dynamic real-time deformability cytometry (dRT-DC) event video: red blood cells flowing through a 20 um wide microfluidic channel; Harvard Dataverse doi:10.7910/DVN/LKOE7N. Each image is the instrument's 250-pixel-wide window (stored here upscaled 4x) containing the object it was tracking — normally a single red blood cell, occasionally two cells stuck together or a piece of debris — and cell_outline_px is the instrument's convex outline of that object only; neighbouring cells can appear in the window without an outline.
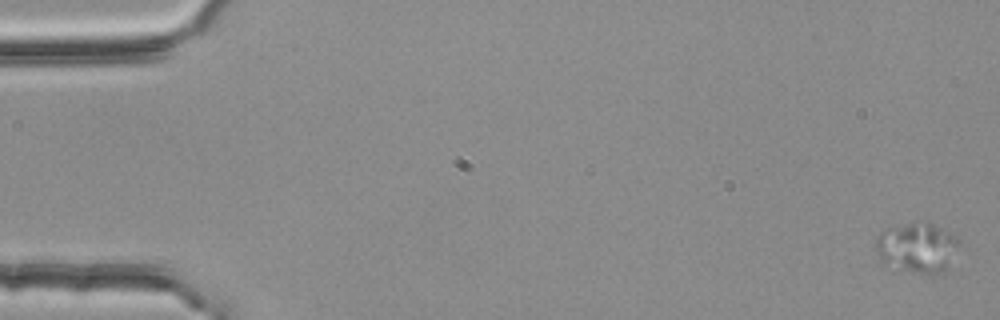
{"species": "common noctule bat (a hibernating species)", "species_latin": "Nyctalus noctula", "temperature_condition": "room temperature", "stored_images_in_passage": 13, "segment_of_instrument_passage": [1, 2], "camera_frame_rate_fps": 3000, "um_per_image_px": 0.085, "animal": {"sex": "female", "body_mass_g": 25.1}, "frame": {"image": 1, "passage_image": 1, "time_ms": 0.0, "image_size_px": [1000, 320], "cell_outline_px": [[956, 244], [948, 268], [944, 276], [920, 272], [880, 260], [876, 252], [876, 240], [880, 232], [884, 228], [908, 224], [936, 224], [956, 236]], "centroid_in_image_um": [77.96, 21.04], "position_along_channel_um": 7.0, "area_um2": 23.24}}